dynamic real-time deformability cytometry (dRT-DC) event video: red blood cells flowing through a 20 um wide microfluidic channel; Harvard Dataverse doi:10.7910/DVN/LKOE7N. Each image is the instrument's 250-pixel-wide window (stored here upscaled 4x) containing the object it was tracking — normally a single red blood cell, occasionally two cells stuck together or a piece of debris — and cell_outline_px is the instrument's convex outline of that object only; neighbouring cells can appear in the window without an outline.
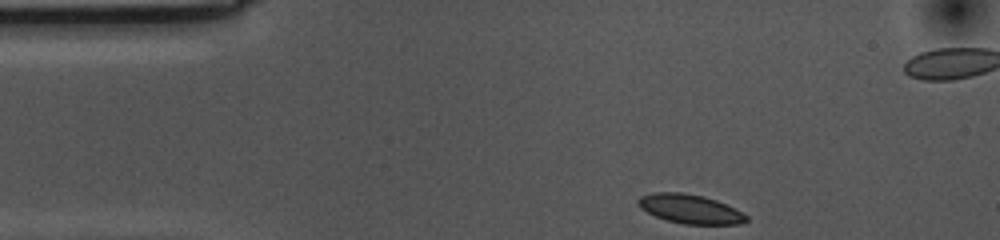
{"species": "common noctule bat (a hibernating species)", "species_latin": "Nyctalus noctula", "temperature_condition": "cold", "stored_images_in_passage": 36, "camera_frame_rate_fps": 3000, "um_per_image_px": 0.085, "animal": {"sex": "female", "body_mass_g": 10.0, "forearm_length_mm": 53.1}, "frame": {"image": 1, "passage_image": 1, "time_ms": 0.0, "image_size_px": [1000, 240], "cell_outline_px": [[748, 220], [744, 224], [684, 224], [668, 220], [656, 216], [640, 208], [636, 204], [636, 200], [640, 196], [656, 192], [680, 192], [704, 196], [716, 200], [748, 216]], "centroid_in_image_um": [58.63, 17.76], "position_along_channel_um": 26.4, "area_um2": 18.21}}
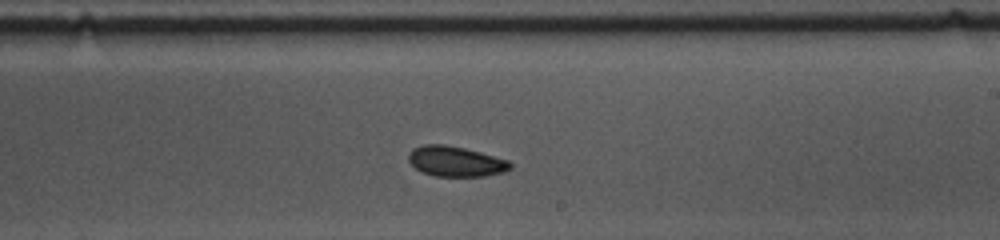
{"frame": {"image": 2, "passage_image": 24, "time_ms": 7.667, "image_size_px": [1000, 240], "cell_outline_px": [[512, 168], [504, 172], [484, 176], [436, 176], [420, 172], [408, 160], [408, 152], [412, 148], [424, 144], [444, 144], [464, 148], [508, 160], [512, 164]], "centroid_in_image_um": [38.7, 13.72], "position_along_channel_um": 250.3, "area_um2": 17.98}}
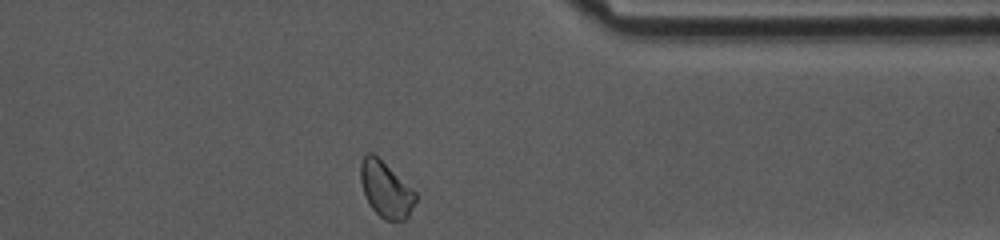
{"frame": {"image": 3, "passage_image": 36, "time_ms": 11.667, "image_size_px": [1000, 240], "cell_outline_px": [[416, 200], [408, 216], [404, 220], [384, 220], [372, 208], [364, 192], [360, 180], [360, 160], [368, 152], [372, 152], [416, 192]], "centroid_in_image_um": [32.78, 16.09], "position_along_channel_um": 378.6, "area_um2": 17.51}, "authors_computed_cell_mechanics": {"area_um2": 17.9758, "velocity_mm_per_s": 3.5194, "shape_relaxation_time_tau1_ms": 3.3323, "shape_relaxation_time_tau2_ms": 4.4784, "deformation_change_tau1": 0.0963, "deformation_change_tau2": 0.0809}}